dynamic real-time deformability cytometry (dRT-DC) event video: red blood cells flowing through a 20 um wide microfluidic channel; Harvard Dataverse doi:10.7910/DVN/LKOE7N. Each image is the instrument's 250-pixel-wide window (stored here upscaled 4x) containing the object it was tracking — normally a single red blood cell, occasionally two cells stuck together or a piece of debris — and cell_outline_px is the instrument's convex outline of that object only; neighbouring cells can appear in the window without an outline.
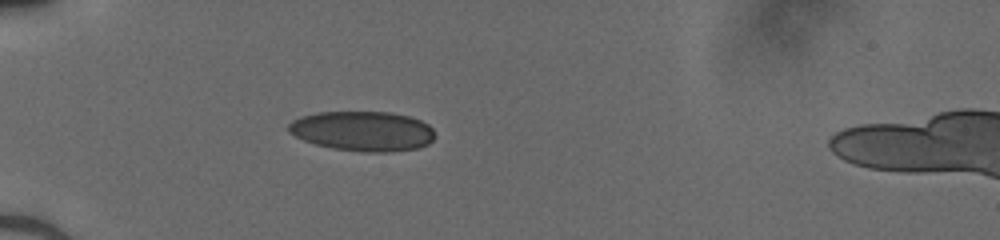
{"species": "human", "species_latin": "Homo sapiens", "temperature_condition": "cold", "stored_images_in_passage": 35, "camera_frame_rate_fps": 3000, "um_per_image_px": 0.085, "donor": {"sex": "male"}, "frame": {"image": 1, "passage_image": 1, "time_ms": 0.0, "image_size_px": [1000, 240], "cell_outline_px": [[436, 136], [428, 144], [420, 148], [384, 152], [364, 152], [332, 148], [316, 144], [304, 140], [288, 132], [288, 124], [292, 120], [300, 116], [320, 112], [388, 112], [408, 116], [420, 120], [428, 124], [432, 128]], "centroid_in_image_um": [30.84, 11.14], "position_along_channel_um": 54.2, "area_um2": 34.04}}
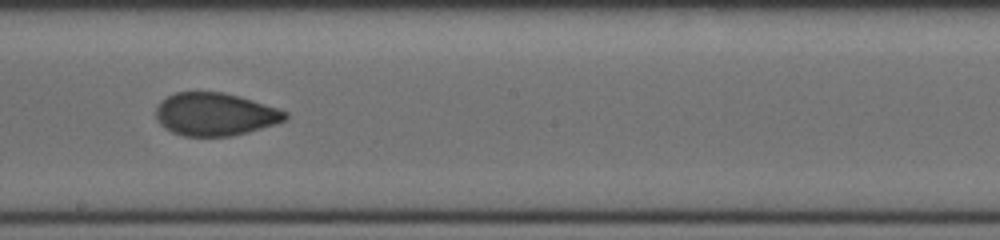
{"frame": {"image": 2, "passage_image": 15, "time_ms": 4.667, "image_size_px": [1000, 240], "cell_outline_px": [[288, 120], [232, 136], [184, 136], [172, 132], [164, 128], [160, 124], [156, 116], [156, 108], [160, 100], [176, 92], [220, 92], [252, 100], [288, 112]], "centroid_in_image_um": [18.25, 9.72], "position_along_channel_um": 229.9, "area_um2": 32.08}}
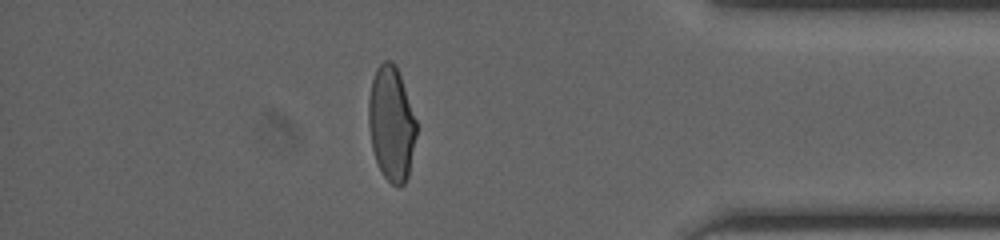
{"frame": {"image": 3, "passage_image": 29, "time_ms": 9.333, "image_size_px": [1000, 240], "cell_outline_px": [[416, 136], [408, 176], [404, 184], [400, 188], [392, 184], [384, 176], [376, 160], [372, 148], [368, 124], [368, 100], [372, 80], [376, 68], [384, 60], [392, 60], [396, 64], [416, 120]], "centroid_in_image_um": [33.26, 10.5], "position_along_channel_um": 401.9, "area_um2": 31.85}}